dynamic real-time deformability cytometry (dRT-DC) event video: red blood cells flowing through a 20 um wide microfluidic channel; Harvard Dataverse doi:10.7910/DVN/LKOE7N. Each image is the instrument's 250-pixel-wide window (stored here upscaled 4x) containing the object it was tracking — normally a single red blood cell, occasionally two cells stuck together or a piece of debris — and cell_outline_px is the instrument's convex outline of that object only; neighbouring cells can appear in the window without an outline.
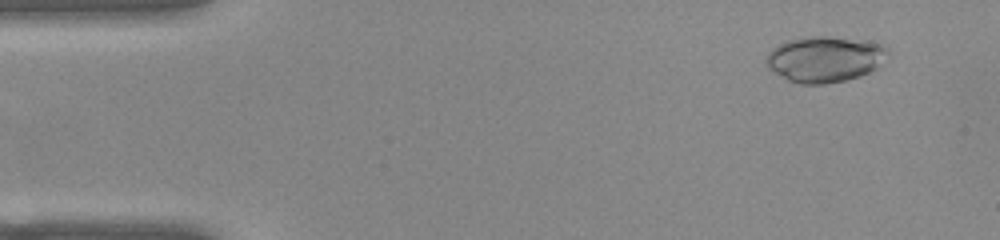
{"species": "common noctule bat (a hibernating species)", "species_latin": "Nyctalus noctula", "temperature_condition": "warm", "stored_images_in_passage": 52, "camera_frame_rate_fps": 3000, "um_per_image_px": 0.085, "animal": {"sex": "female", "body_mass_g": 22.0, "forearm_length_mm": 56.7}, "frame": {"image": 1, "passage_image": 4, "time_ms": 1.0, "image_size_px": [1000, 240], "cell_outline_px": [[888, 52], [876, 68], [860, 76], [844, 80], [824, 84], [800, 84], [788, 80], [768, 68], [764, 64], [764, 60], [768, 52], [772, 48], [788, 40], [812, 36], [828, 36], [864, 40], [880, 44], [888, 48]], "centroid_in_image_um": [70.06, 5.02], "position_along_channel_um": 14.9, "area_um2": 32.37}}
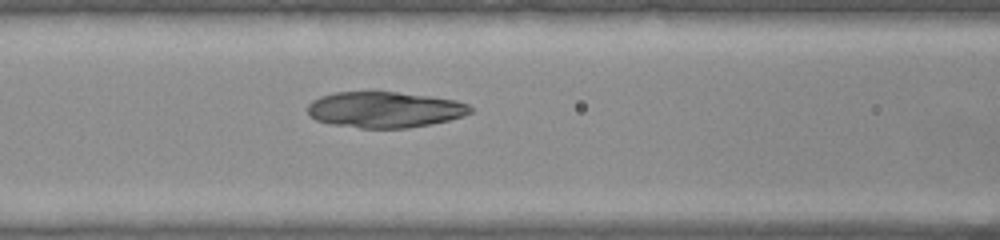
{"frame": {"image": 2, "passage_image": 21, "time_ms": 6.667, "image_size_px": [1000, 240], "cell_outline_px": [[472, 112], [464, 116], [432, 124], [408, 128], [360, 128], [332, 124], [316, 120], [308, 116], [308, 104], [312, 100], [320, 96], [332, 92], [396, 92], [432, 96], [456, 100], [468, 104], [472, 108]], "centroid_in_image_um": [32.69, 9.32], "position_along_channel_um": 133.9, "area_um2": 34.33}}
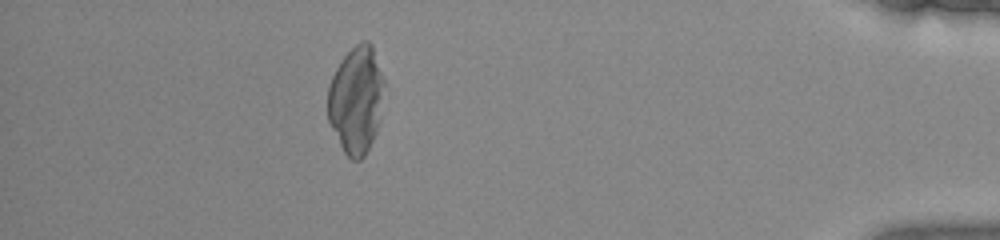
{"frame": {"image": 3, "passage_image": 46, "time_ms": 15.0, "image_size_px": [1000, 240], "cell_outline_px": [[384, 84], [376, 132], [364, 156], [360, 160], [352, 160], [344, 152], [328, 120], [328, 88], [332, 76], [340, 60], [360, 40], [368, 40], [372, 44], [384, 80]], "centroid_in_image_um": [30.26, 8.45], "position_along_channel_um": 404.9, "area_um2": 34.85}}